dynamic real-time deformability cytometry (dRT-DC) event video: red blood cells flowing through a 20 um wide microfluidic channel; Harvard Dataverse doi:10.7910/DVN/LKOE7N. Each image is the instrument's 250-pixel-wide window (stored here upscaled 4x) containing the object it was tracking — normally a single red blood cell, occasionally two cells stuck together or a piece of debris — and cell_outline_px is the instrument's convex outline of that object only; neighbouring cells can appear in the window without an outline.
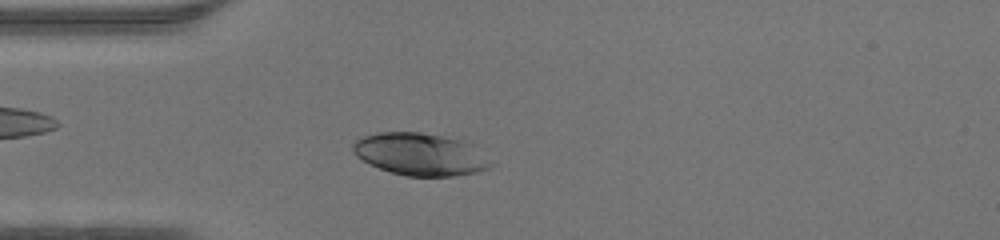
{"species": "human", "species_latin": "Homo sapiens", "temperature_condition": "warm", "stored_images_in_passage": 44, "camera_frame_rate_fps": 3000, "um_per_image_px": 0.085, "donor": {"sex": "male"}, "frame": {"image": 1, "passage_image": 10, "time_ms": 3.0, "image_size_px": [1000, 240], "cell_outline_px": [[496, 164], [488, 168], [476, 172], [452, 176], [404, 176], [380, 168], [356, 156], [352, 152], [352, 144], [356, 140], [364, 136], [380, 132], [420, 132], [464, 136]], "centroid_in_image_um": [35.83, 13.07], "position_along_channel_um": 49.2, "area_um2": 34.91}}
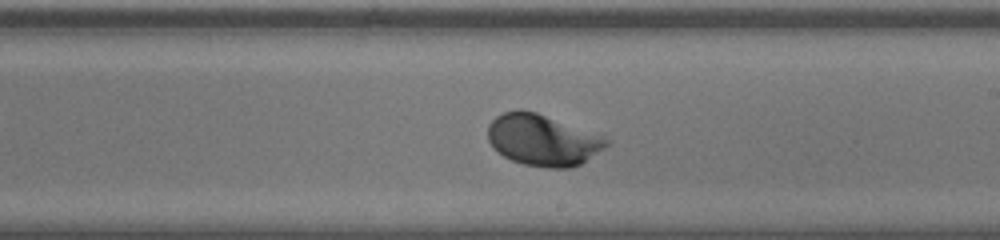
{"frame": {"image": 2, "passage_image": 24, "time_ms": 7.667, "image_size_px": [1000, 240], "cell_outline_px": [[612, 144], [580, 164], [572, 168], [548, 168], [524, 164], [512, 160], [504, 156], [492, 148], [488, 140], [488, 124], [496, 116], [504, 112], [520, 108], [536, 112], [604, 136], [612, 140]], "centroid_in_image_um": [46.14, 11.9], "position_along_channel_um": 242.9, "area_um2": 35.78}}
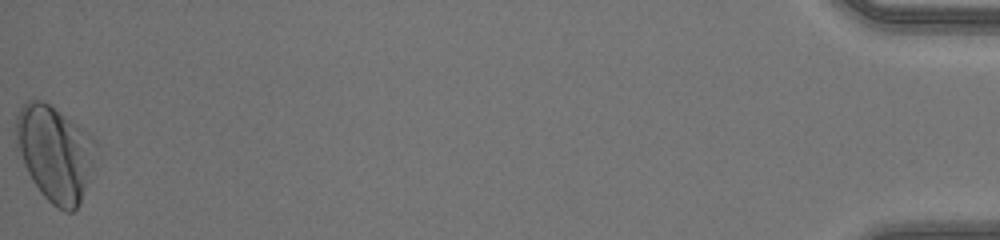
{"frame": {"image": 3, "passage_image": 44, "time_ms": 14.333, "image_size_px": [1000, 240], "cell_outline_px": [[96, 144], [92, 160], [80, 204], [72, 212], [64, 212], [56, 208], [40, 192], [32, 180], [24, 164], [16, 144], [16, 116], [20, 108], [28, 100], [40, 100], [48, 104], [76, 124]], "centroid_in_image_um": [4.6, 13.05], "position_along_channel_um": 430.6, "area_um2": 43.06}}